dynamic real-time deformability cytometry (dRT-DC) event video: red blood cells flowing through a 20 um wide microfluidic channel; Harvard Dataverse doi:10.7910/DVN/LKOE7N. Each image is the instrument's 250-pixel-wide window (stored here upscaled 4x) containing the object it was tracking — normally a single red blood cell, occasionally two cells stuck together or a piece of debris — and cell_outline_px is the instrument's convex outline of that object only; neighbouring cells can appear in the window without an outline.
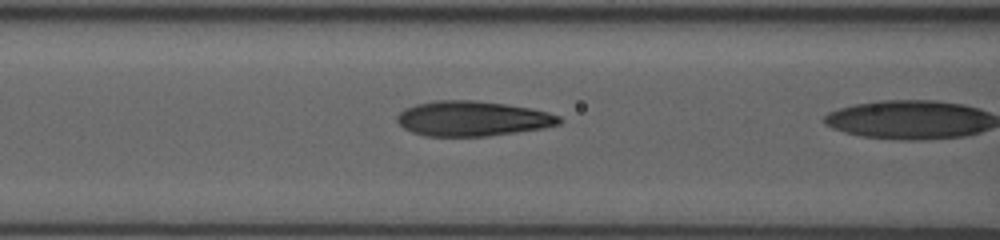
{"species": "human", "species_latin": "Homo sapiens", "temperature_condition": "room temperature", "stored_images_in_passage": 17, "segment_of_instrument_passage": [2, 2], "camera_frame_rate_fps": 3000, "um_per_image_px": 0.085, "donor": {"sex": "female"}, "frame": {"image": 1, "passage_image": 16, "time_ms": 7.0, "image_size_px": [1000, 240], "cell_outline_px": [[564, 120], [560, 124], [544, 128], [488, 136], [424, 136], [412, 132], [404, 128], [396, 120], [396, 116], [404, 108], [416, 104], [436, 100], [476, 100], [532, 108], [548, 112], [560, 116]], "centroid_in_image_um": [40.17, 10.08], "position_along_channel_um": 126.4, "area_um2": 33.29}}